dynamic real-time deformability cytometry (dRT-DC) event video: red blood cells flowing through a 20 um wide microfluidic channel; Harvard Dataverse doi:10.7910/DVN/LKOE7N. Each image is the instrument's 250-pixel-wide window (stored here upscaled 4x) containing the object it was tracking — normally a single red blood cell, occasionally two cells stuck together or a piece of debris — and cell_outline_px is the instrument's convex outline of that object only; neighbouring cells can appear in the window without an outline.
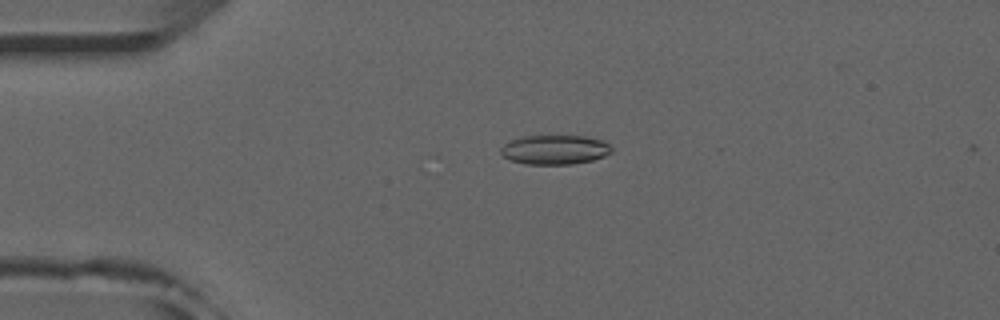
{"species": "common noctule bat (a hibernating species)", "species_latin": "Nyctalus noctula", "temperature_condition": "room temperature", "stored_images_in_passage": 13, "camera_frame_rate_fps": 3000, "um_per_image_px": 0.085, "animal": {"sex": "male", "forearm_length_mm": 52.5}, "frame": {"image": 1, "passage_image": 12, "time_ms": 3.667, "image_size_px": [1000, 320], "cell_outline_px": [[612, 152], [604, 156], [592, 160], [572, 164], [524, 164], [512, 160], [504, 156], [500, 152], [500, 148], [504, 144], [512, 140], [524, 136], [584, 136], [604, 140], [612, 148]], "centroid_in_image_um": [47.18, 12.72], "position_along_channel_um": 37.8, "area_um2": 18.9}}